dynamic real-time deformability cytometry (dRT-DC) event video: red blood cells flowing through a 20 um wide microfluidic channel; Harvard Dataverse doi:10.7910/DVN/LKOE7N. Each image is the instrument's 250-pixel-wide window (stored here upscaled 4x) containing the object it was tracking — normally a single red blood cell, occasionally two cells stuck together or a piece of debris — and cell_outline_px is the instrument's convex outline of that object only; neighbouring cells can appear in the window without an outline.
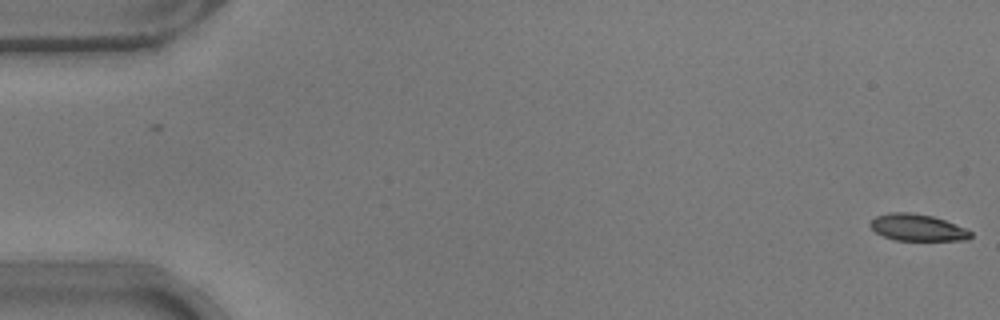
{"species": "common noctule bat (a hibernating species)", "species_latin": "Nyctalus noctula", "temperature_condition": "warm", "stored_images_in_passage": 54, "camera_frame_rate_fps": 3000, "um_per_image_px": 0.085, "animal": {"sex": "male", "body_mass_g": 17.9}, "frame": {"image": 1, "passage_image": 1, "time_ms": 0.0, "image_size_px": [1000, 320], "cell_outline_px": [[972, 236], [968, 240], [896, 240], [884, 236], [876, 232], [868, 224], [876, 216], [888, 212], [912, 212], [932, 216], [944, 220], [964, 228], [972, 232]], "centroid_in_image_um": [77.97, 19.33], "position_along_channel_um": 7.0, "area_um2": 15.55}}
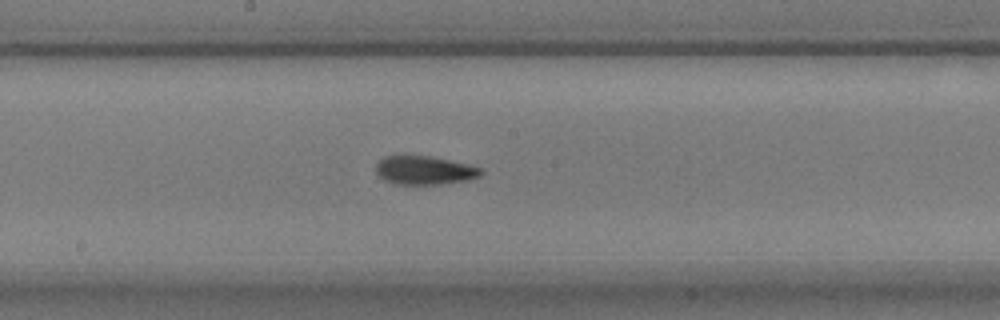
{"frame": {"image": 2, "passage_image": 29, "time_ms": 9.333, "image_size_px": [1000, 320], "cell_outline_px": [[484, 172], [480, 176], [464, 180], [440, 184], [396, 184], [384, 180], [376, 172], [376, 164], [384, 156], [404, 152], [432, 156], [468, 164], [480, 168]], "centroid_in_image_um": [36.01, 14.42], "position_along_channel_um": 212.2, "area_um2": 18.03}}
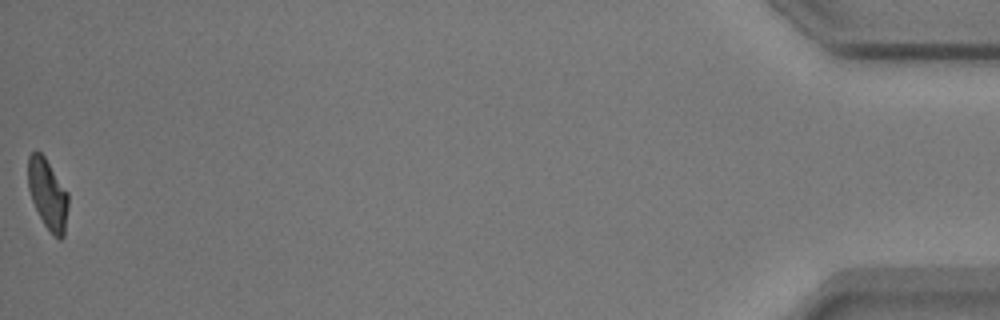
{"frame": {"image": 3, "passage_image": 54, "time_ms": 17.667, "image_size_px": [1000, 320], "cell_outline_px": [[68, 208], [64, 236], [60, 240], [44, 224], [32, 200], [28, 188], [28, 156], [32, 152], [40, 152], [44, 156], [68, 192]], "centroid_in_image_um": [4.06, 16.49], "position_along_channel_um": 431.1, "area_um2": 16.24}, "authors_computed_cell_mechanics": {"area_um2": 16.9932, "velocity_mm_per_s": 3.7818, "shape_relaxation_time_tau1_ms": 5.6205, "shape_relaxation_time_tau2_ms": 2.1351, "deformation_change_tau1": 0.1625, "deformation_change_tau2": 0.0897}}